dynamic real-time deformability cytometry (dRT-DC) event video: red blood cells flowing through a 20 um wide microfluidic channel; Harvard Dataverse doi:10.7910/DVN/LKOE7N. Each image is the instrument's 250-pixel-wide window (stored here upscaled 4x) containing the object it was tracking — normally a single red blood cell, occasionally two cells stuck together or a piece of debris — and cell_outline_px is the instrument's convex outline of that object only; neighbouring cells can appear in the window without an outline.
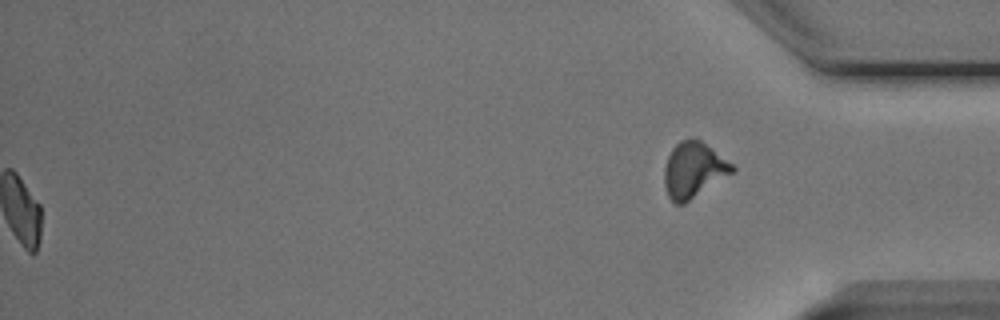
{"species": "Egyptian fruit bat (a non-hibernating species)", "species_latin": "Rousettus aegyptiacus", "temperature_condition": "cold", "stored_images_in_passage": 53, "segment_of_instrument_passage": [2, 2], "camera_frame_rate_fps": 3000, "um_per_image_px": 0.085, "animal": {"sex": "male"}, "frame": {"image": 1, "passage_image": 53, "time_ms": 17.333, "image_size_px": [1000, 320], "cell_outline_px": [[736, 172], [684, 204], [676, 204], [668, 196], [664, 184], [664, 168], [668, 156], [672, 148], [680, 140], [692, 136], [700, 140], [712, 148], [732, 164], [736, 168]], "centroid_in_image_um": [58.97, 14.44], "position_along_channel_um": 376.2, "area_um2": 22.31}}